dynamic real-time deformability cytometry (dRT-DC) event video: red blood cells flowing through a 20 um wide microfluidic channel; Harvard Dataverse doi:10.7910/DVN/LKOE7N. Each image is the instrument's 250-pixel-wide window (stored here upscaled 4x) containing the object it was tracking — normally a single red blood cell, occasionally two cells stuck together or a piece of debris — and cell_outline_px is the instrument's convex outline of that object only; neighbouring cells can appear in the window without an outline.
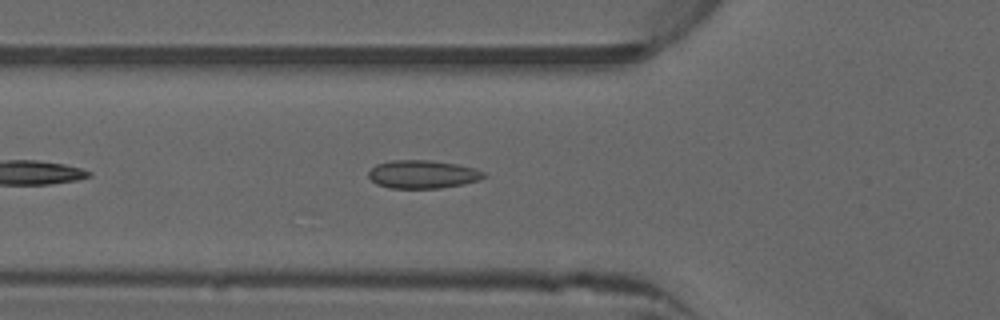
{"species": "common noctule bat (a hibernating species)", "species_latin": "Nyctalus noctula", "temperature_condition": "warm", "stored_images_in_passage": 15, "camera_frame_rate_fps": 3000, "um_per_image_px": 0.085, "animal": {"sex": "male", "forearm_length_mm": 52.5}, "frame": {"image": 1, "passage_image": 5, "time_ms": 1.333, "image_size_px": [1000, 320], "cell_outline_px": [[488, 176], [480, 180], [464, 184], [440, 188], [392, 188], [376, 184], [368, 176], [368, 172], [376, 164], [392, 160], [432, 160], [456, 164], [472, 168], [484, 172]], "centroid_in_image_um": [35.94, 14.81], "position_along_channel_um": 89.9, "area_um2": 18.96}}
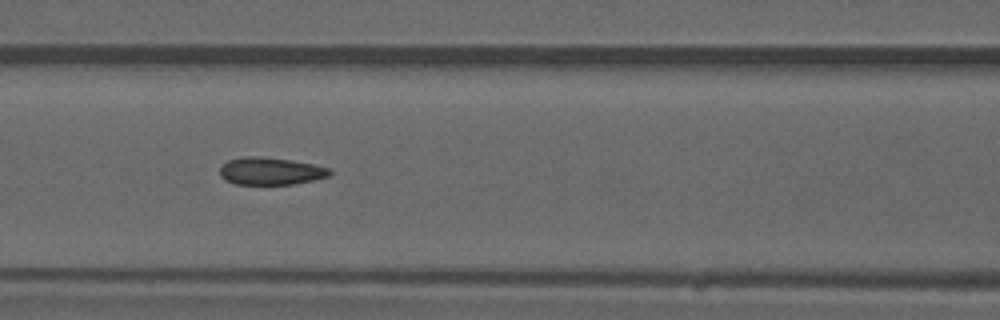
{"frame": {"image": 2, "passage_image": 9, "time_ms": 2.667, "image_size_px": [1000, 320], "cell_outline_px": [[332, 172], [328, 176], [296, 184], [236, 184], [224, 180], [220, 176], [220, 168], [228, 160], [244, 156], [260, 156], [292, 160], [312, 164], [328, 168]], "centroid_in_image_um": [22.97, 14.54], "position_along_channel_um": 143.6, "area_um2": 17.51}}